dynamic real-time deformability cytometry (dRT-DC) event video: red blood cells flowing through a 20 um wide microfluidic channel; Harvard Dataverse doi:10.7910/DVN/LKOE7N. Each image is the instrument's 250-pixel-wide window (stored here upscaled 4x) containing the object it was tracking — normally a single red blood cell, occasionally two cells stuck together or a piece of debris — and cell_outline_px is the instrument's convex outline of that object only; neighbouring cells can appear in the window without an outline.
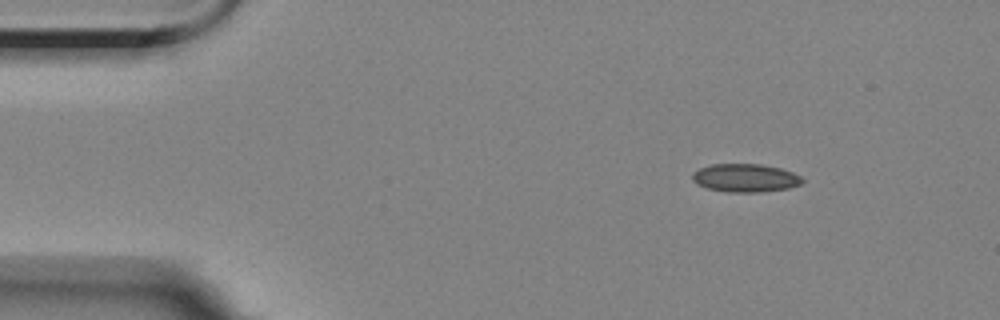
{"species": "Egyptian fruit bat (a non-hibernating species)", "species_latin": "Rousettus aegyptiacus", "temperature_condition": "room temperature", "stored_images_in_passage": 3, "camera_frame_rate_fps": 3000, "um_per_image_px": 0.085, "animal": {"sex": "female"}, "frame": {"image": 1, "passage_image": 1, "time_ms": 0.0, "image_size_px": [1000, 320], "cell_outline_px": [[804, 180], [800, 184], [788, 188], [760, 192], [728, 192], [708, 188], [696, 184], [692, 180], [692, 172], [700, 168], [712, 164], [760, 164], [780, 168], [792, 172], [800, 176]], "centroid_in_image_um": [63.32, 15.12], "position_along_channel_um": 21.7, "area_um2": 18.03}}
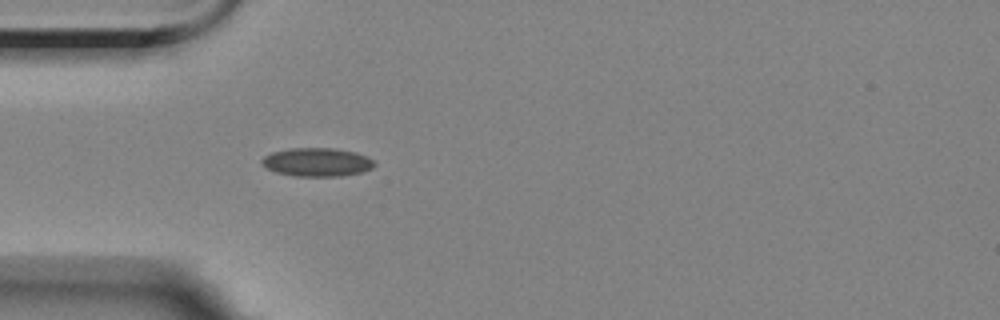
{"frame": {"image": 2, "passage_image": 3, "time_ms": 3.0, "image_size_px": [1000, 320], "cell_outline_px": [[376, 164], [372, 168], [360, 172], [340, 176], [296, 176], [276, 172], [260, 164], [260, 160], [264, 156], [272, 152], [288, 148], [336, 148], [356, 152], [368, 156]], "centroid_in_image_um": [26.93, 13.77], "position_along_channel_um": 58.1, "area_um2": 18.79}}